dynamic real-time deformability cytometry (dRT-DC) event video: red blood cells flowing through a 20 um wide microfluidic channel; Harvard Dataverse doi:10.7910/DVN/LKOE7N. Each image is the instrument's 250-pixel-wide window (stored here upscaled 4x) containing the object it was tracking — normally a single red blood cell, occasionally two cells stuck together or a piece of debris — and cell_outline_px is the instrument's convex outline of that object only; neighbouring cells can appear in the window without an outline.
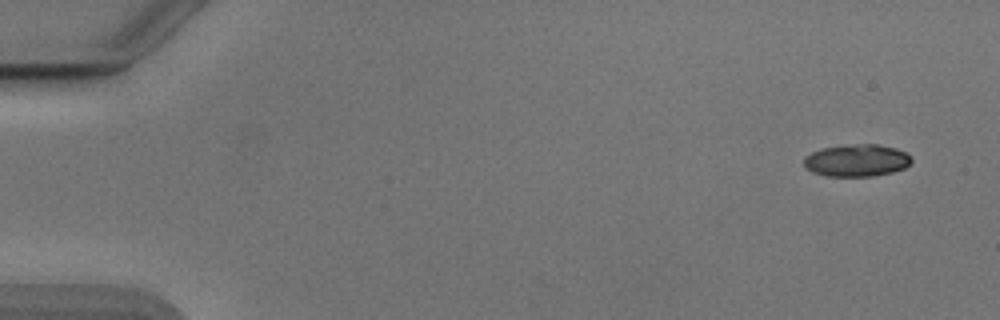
{"species": "Egyptian fruit bat (a non-hibernating species)", "species_latin": "Rousettus aegyptiacus", "temperature_condition": "cold", "stored_images_in_passage": 51, "camera_frame_rate_fps": 3000, "um_per_image_px": 0.085, "animal": {"sex": "male"}, "frame": {"image": 1, "passage_image": 1, "time_ms": 0.0, "image_size_px": [1000, 320], "cell_outline_px": [[912, 160], [904, 168], [892, 172], [872, 176], [828, 176], [812, 172], [804, 168], [804, 156], [812, 152], [824, 148], [856, 144], [876, 144], [896, 148], [912, 156]], "centroid_in_image_um": [72.81, 13.64], "position_along_channel_um": 12.2, "area_um2": 20.11}}
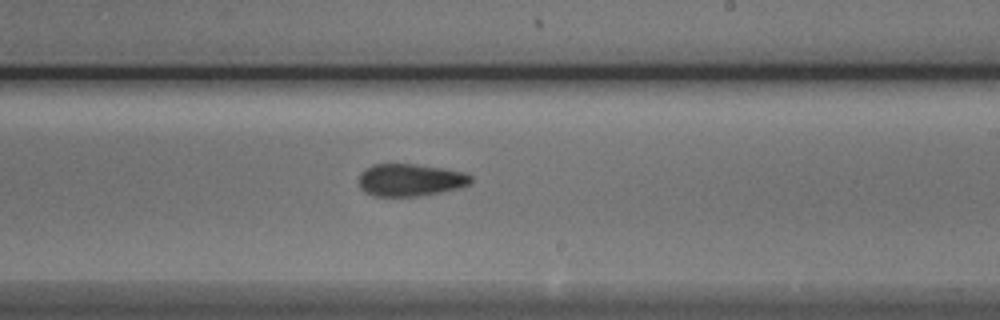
{"frame": {"image": 2, "passage_image": 30, "time_ms": 9.667, "image_size_px": [1000, 320], "cell_outline_px": [[472, 180], [468, 184], [460, 188], [420, 196], [372, 196], [364, 192], [360, 188], [360, 172], [364, 168], [372, 164], [412, 164], [440, 168], [464, 172], [472, 176]], "centroid_in_image_um": [34.84, 15.3], "position_along_channel_um": 254.2, "area_um2": 21.15}}
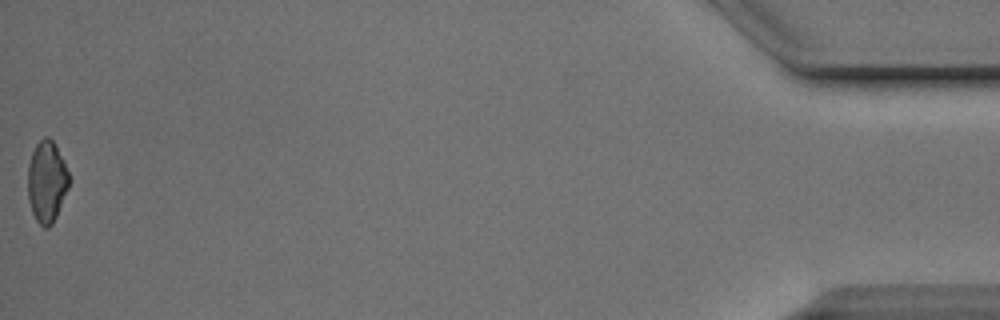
{"frame": {"image": 3, "passage_image": 51, "time_ms": 16.667, "image_size_px": [1000, 320], "cell_outline_px": [[72, 180], [56, 216], [52, 224], [48, 228], [44, 228], [36, 220], [32, 212], [28, 200], [28, 164], [32, 152], [36, 144], [44, 136], [48, 136], [52, 140], [64, 160]], "centroid_in_image_um": [3.99, 15.43], "position_along_channel_um": 431.2, "area_um2": 19.83}, "authors_computed_cell_mechanics": {"area_um2": 20.9236, "velocity_mm_per_s": 3.8979, "shape_relaxation_time_tau1_ms": 7.3316, "shape_relaxation_time_tau2_ms": 2.8249, "deformation_change_tau1": 0.1327, "deformation_change_tau2": 0.1091}}